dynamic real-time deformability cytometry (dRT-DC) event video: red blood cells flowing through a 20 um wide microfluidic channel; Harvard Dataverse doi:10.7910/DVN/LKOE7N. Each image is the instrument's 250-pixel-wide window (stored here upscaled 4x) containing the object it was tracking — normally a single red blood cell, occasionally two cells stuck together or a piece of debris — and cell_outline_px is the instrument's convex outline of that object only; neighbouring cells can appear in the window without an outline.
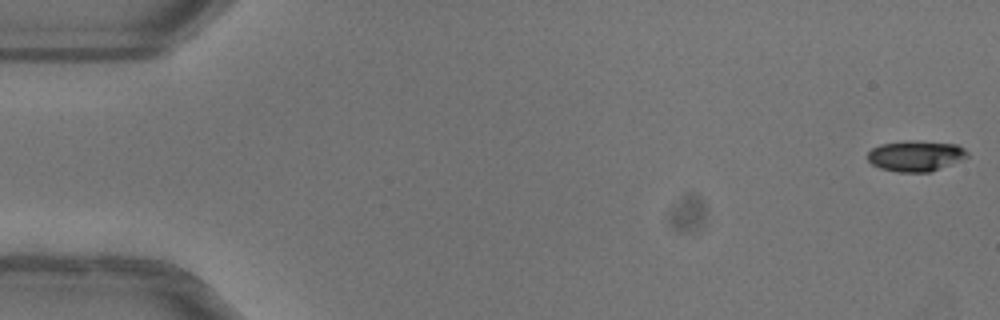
{"species": "common noctule bat (a hibernating species)", "species_latin": "Nyctalus noctula", "temperature_condition": "warm", "stored_images_in_passage": 4, "camera_frame_rate_fps": 3000, "um_per_image_px": 0.085, "animal": {"sex": "female"}, "frame": {"image": 1, "passage_image": 1, "time_ms": 0.0, "image_size_px": [1000, 320], "cell_outline_px": [[968, 156], [932, 172], [896, 172], [880, 168], [872, 164], [868, 160], [868, 152], [872, 148], [880, 144], [956, 144], [964, 148], [968, 152]], "centroid_in_image_um": [77.81, 13.33], "position_along_channel_um": 7.2, "area_um2": 16.7}}